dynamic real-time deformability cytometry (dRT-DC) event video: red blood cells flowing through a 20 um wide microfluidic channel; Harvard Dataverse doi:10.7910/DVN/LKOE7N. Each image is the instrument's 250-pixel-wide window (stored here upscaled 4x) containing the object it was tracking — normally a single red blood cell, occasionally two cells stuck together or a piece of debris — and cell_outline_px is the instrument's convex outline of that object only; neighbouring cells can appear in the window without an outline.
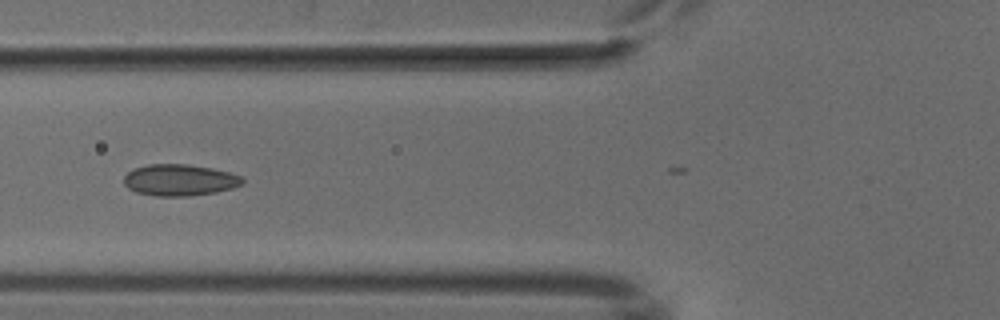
{"species": "common noctule bat (a hibernating species)", "species_latin": "Nyctalus noctula", "temperature_condition": "cold", "stored_images_in_passage": 6, "camera_frame_rate_fps": 3000, "um_per_image_px": 0.085, "animal": {"sex": "male", "body_mass_g": 18.8}, "frame": {"image": 1, "passage_image": 5, "time_ms": 5.667, "image_size_px": [1000, 320], "cell_outline_px": [[244, 184], [232, 188], [216, 192], [188, 196], [156, 196], [136, 192], [128, 188], [124, 184], [124, 176], [128, 172], [136, 168], [148, 164], [188, 164], [212, 168], [228, 172], [240, 176], [244, 180]], "centroid_in_image_um": [15.27, 15.3], "position_along_channel_um": 110.5, "area_um2": 21.73}}